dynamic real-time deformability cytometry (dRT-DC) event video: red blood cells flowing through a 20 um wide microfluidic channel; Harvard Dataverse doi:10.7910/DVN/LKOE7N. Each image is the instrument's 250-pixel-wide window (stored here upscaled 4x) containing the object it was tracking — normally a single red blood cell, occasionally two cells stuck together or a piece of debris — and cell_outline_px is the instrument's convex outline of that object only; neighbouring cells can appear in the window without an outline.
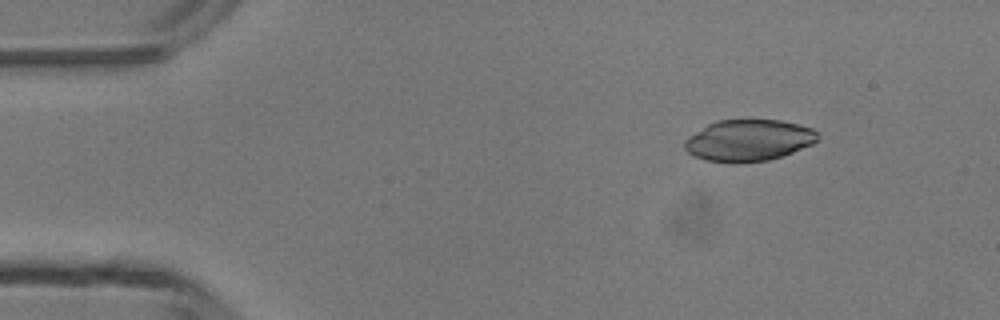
{"species": "common noctule bat (a hibernating species)", "species_latin": "Nyctalus noctula", "temperature_condition": "room temperature", "stored_images_in_passage": 3, "camera_frame_rate_fps": 3000, "um_per_image_px": 0.085, "animal": {"sex": "male", "body_mass_g": 13.3}, "frame": {"image": 1, "passage_image": 1, "time_ms": 0.0, "image_size_px": [1000, 320], "cell_outline_px": [[820, 136], [812, 144], [792, 152], [768, 160], [736, 164], [704, 160], [692, 156], [684, 148], [684, 140], [688, 136], [708, 124], [716, 120], [780, 120], [812, 128]], "centroid_in_image_um": [63.58, 11.94], "position_along_channel_um": 21.4, "area_um2": 32.31}}